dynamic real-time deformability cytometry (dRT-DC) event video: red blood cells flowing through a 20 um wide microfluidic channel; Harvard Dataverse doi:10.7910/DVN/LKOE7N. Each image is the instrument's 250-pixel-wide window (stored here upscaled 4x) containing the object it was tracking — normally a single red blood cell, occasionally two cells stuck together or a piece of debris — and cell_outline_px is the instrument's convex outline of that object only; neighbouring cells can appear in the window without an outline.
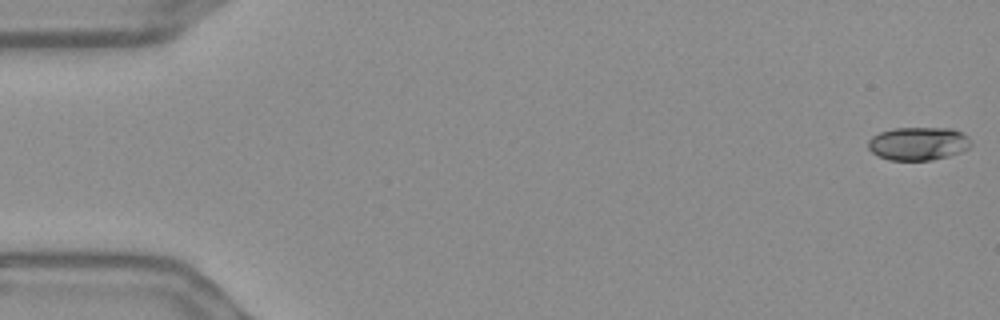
{"species": "Egyptian fruit bat (a non-hibernating species)", "species_latin": "Rousettus aegyptiacus", "temperature_condition": "warm", "stored_images_in_passage": 56, "camera_frame_rate_fps": 3000, "um_per_image_px": 0.085, "frame": {"image": 1, "passage_image": 1, "time_ms": 0.0, "image_size_px": [1000, 320], "cell_outline_px": [[972, 144], [968, 148], [960, 152], [948, 156], [932, 160], [888, 160], [876, 156], [868, 148], [868, 140], [872, 136], [880, 132], [892, 128], [952, 128], [968, 136], [972, 140]], "centroid_in_image_um": [78.04, 12.2], "position_along_channel_um": 7.0, "area_um2": 20.11}}
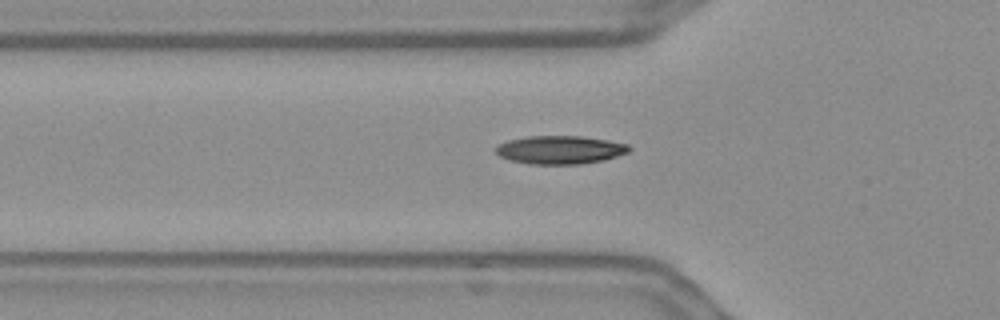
{"frame": {"image": 2, "passage_image": 19, "time_ms": 6.0, "image_size_px": [1000, 320], "cell_outline_px": [[632, 148], [628, 152], [604, 160], [580, 164], [528, 164], [508, 160], [500, 156], [496, 152], [496, 144], [508, 140], [528, 136], [580, 136], [608, 140], [628, 144]], "centroid_in_image_um": [47.58, 12.73], "position_along_channel_um": 78.2, "area_um2": 22.08}}
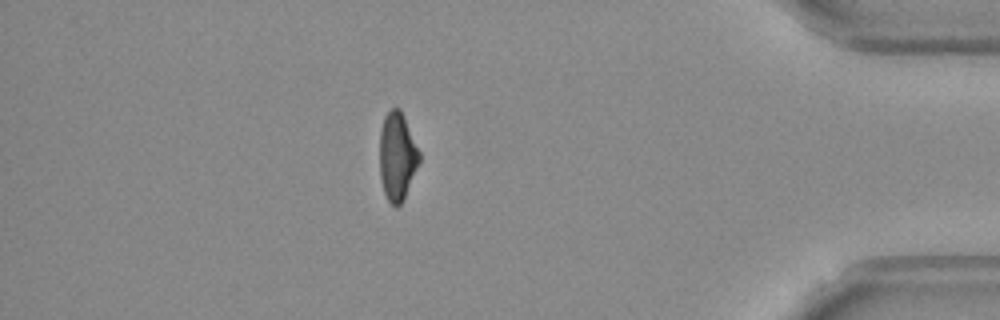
{"frame": {"image": 3, "passage_image": 49, "time_ms": 16.0, "image_size_px": [1000, 320], "cell_outline_px": [[420, 160], [404, 200], [396, 208], [388, 200], [384, 192], [380, 176], [380, 128], [384, 116], [392, 108], [400, 108], [404, 116], [420, 152]], "centroid_in_image_um": [33.76, 13.29], "position_along_channel_um": 401.4, "area_um2": 20.4}, "authors_computed_cell_mechanics": {"area_um2": 20.6346, "velocity_mm_per_s": 3.6438, "shape_relaxation_time_tau1_ms": 7.1669, "shape_relaxation_time_tau2_ms": 2.172, "deformation_change_tau1": 0.1934, "deformation_change_tau2": 0.0736}}